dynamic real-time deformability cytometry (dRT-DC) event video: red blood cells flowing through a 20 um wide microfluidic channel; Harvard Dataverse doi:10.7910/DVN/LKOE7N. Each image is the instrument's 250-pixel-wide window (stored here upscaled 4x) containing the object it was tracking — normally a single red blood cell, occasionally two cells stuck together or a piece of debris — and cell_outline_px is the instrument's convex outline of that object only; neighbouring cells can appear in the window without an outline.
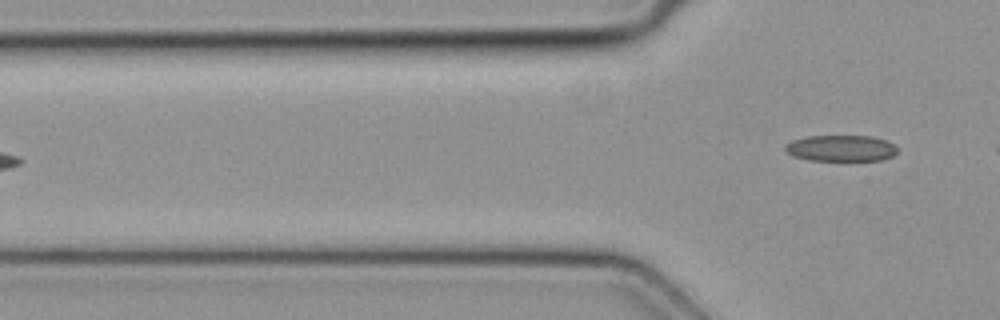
{"species": "common noctule bat (a hibernating species)", "species_latin": "Nyctalus noctula", "temperature_condition": "cold", "stored_images_in_passage": 5, "camera_frame_rate_fps": 3000, "um_per_image_px": 0.085, "animal": {"sex": "female", "body_mass_g": 19.3, "forearm_length_mm": 54.1}, "frame": {"image": 1, "passage_image": 5, "time_ms": 1.333, "image_size_px": [1000, 320], "cell_outline_px": [[896, 152], [892, 156], [880, 160], [808, 160], [792, 156], [784, 152], [784, 144], [792, 140], [808, 136], [872, 136], [896, 144]], "centroid_in_image_um": [71.43, 12.6], "position_along_channel_um": 54.4, "area_um2": 17.22}}